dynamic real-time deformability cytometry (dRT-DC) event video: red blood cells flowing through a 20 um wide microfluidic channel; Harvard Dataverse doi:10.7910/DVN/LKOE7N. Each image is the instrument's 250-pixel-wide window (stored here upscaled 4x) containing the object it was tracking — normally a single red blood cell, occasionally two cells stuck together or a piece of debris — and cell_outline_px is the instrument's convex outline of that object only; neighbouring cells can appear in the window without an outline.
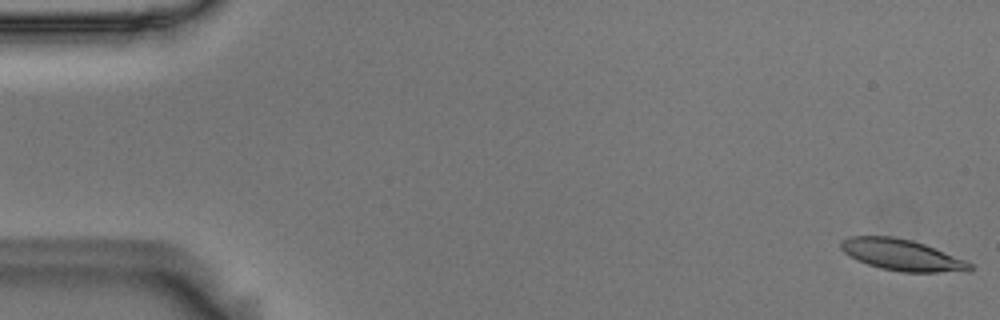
{"species": "Egyptian fruit bat (a non-hibernating species)", "species_latin": "Rousettus aegyptiacus", "temperature_condition": "room temperature", "stored_images_in_passage": 57, "camera_frame_rate_fps": 3000, "um_per_image_px": 0.085, "animal": {"sex": "male"}, "frame": {"image": 1, "passage_image": 1, "time_ms": 0.0, "image_size_px": [1000, 320], "cell_outline_px": [[972, 268], [968, 272], [900, 272], [880, 268], [856, 260], [844, 252], [840, 248], [840, 240], [848, 236], [892, 236], [912, 240], [924, 244], [964, 260], [972, 264]], "centroid_in_image_um": [76.62, 21.67], "position_along_channel_um": 8.4, "area_um2": 23.52}}
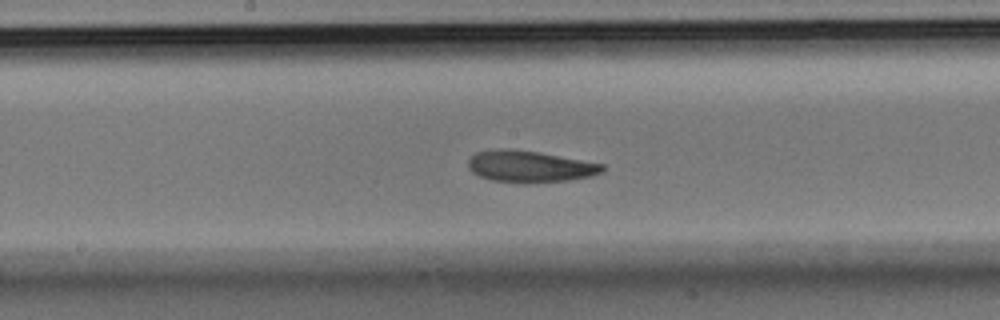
{"frame": {"image": 2, "passage_image": 29, "time_ms": 9.333, "image_size_px": [1000, 320], "cell_outline_px": [[604, 172], [592, 176], [568, 180], [524, 184], [492, 180], [480, 176], [472, 172], [468, 168], [468, 160], [476, 152], [500, 148], [508, 148], [540, 152], [604, 164]], "centroid_in_image_um": [45.04, 14.15], "position_along_channel_um": 203.2, "area_um2": 24.97}}
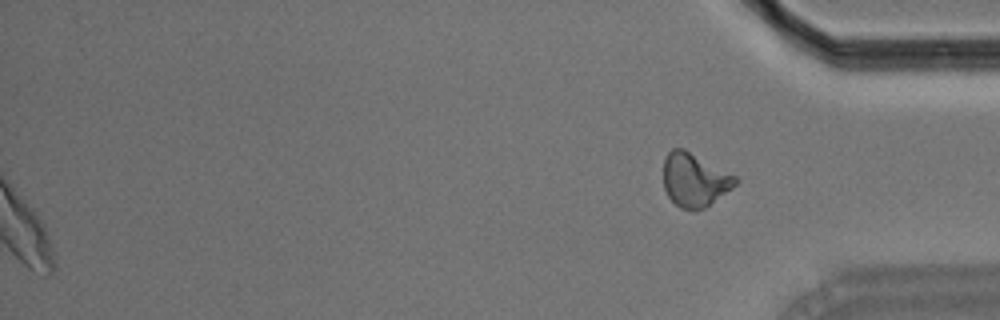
{"frame": {"image": 3, "passage_image": 57, "time_ms": 18.667, "image_size_px": [1000, 320], "cell_outline_px": [[740, 180], [732, 188], [704, 208], [680, 208], [668, 196], [664, 188], [664, 160], [668, 152], [672, 148], [684, 148], [736, 176]], "centroid_in_image_um": [59.03, 15.26], "position_along_channel_um": 376.2, "area_um2": 22.14}, "authors_computed_cell_mechanics": {"area_um2": 24.6806, "velocity_mm_per_s": 3.5887, "shape_relaxation_time_tau1_ms": 4.008, "shape_relaxation_time_tau2_ms": 4.479, "deformation_change_tau1": 0.1147, "deformation_change_tau2": 0.1164}}